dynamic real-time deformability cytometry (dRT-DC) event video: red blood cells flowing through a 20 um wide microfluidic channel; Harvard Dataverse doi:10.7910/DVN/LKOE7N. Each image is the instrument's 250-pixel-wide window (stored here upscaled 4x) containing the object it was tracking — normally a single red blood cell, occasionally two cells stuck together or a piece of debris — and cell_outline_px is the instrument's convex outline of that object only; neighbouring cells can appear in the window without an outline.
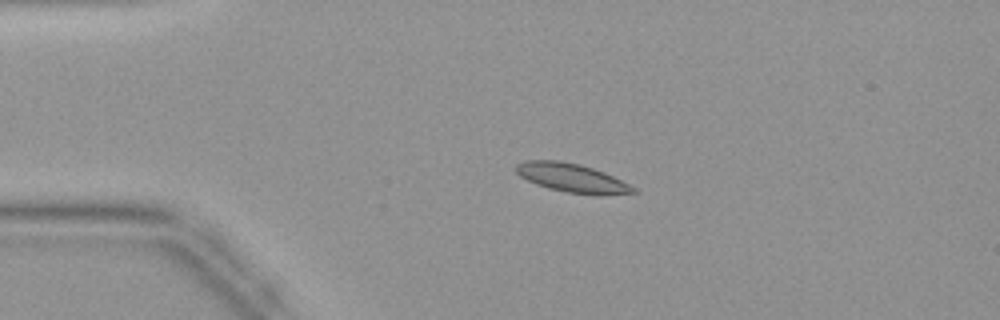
{"species": "common noctule bat (a hibernating species)", "species_latin": "Nyctalus noctula", "temperature_condition": "warm", "stored_images_in_passage": 45, "camera_frame_rate_fps": 3000, "um_per_image_px": 0.085, "animal": {"sex": "female", "body_mass_g": 19.9}, "frame": {"image": 1, "passage_image": 10, "time_ms": 3.0, "image_size_px": [1000, 320], "cell_outline_px": [[636, 192], [604, 196], [596, 196], [568, 192], [548, 188], [536, 184], [520, 176], [512, 168], [516, 164], [524, 160], [556, 160], [580, 164], [604, 172], [636, 188]], "centroid_in_image_um": [48.58, 15.13], "position_along_channel_um": 36.4, "area_um2": 19.77}}
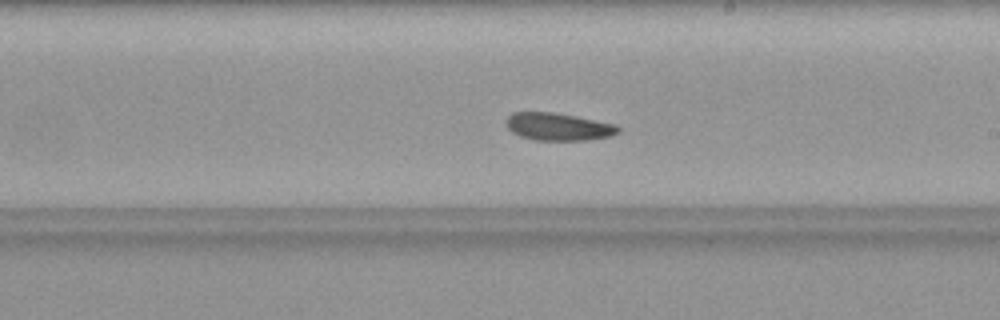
{"frame": {"image": 2, "passage_image": 26, "time_ms": 8.333, "image_size_px": [1000, 320], "cell_outline_px": [[620, 132], [612, 136], [588, 140], [536, 140], [520, 136], [512, 132], [504, 124], [504, 120], [512, 112], [552, 112], [576, 116], [616, 124], [620, 128]], "centroid_in_image_um": [47.45, 10.77], "position_along_channel_um": 241.6, "area_um2": 18.21}}
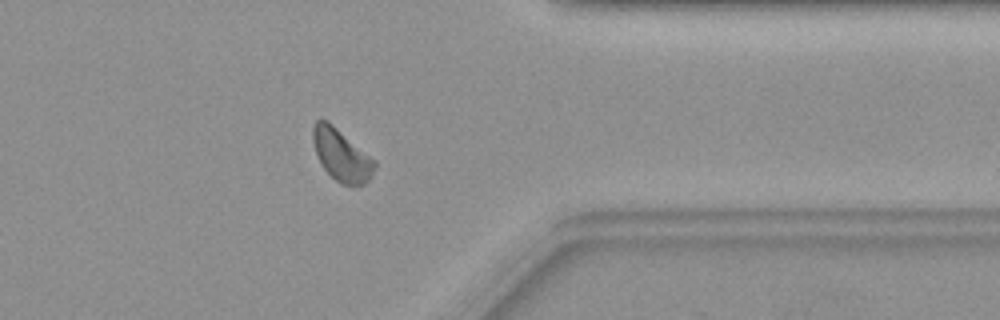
{"frame": {"image": 3, "passage_image": 36, "time_ms": 11.667, "image_size_px": [1000, 320], "cell_outline_px": [[376, 168], [372, 176], [364, 184], [340, 184], [320, 164], [312, 140], [312, 128], [316, 120], [320, 116], [328, 120], [376, 160]], "centroid_in_image_um": [29.01, 13.13], "position_along_channel_um": 382.4, "area_um2": 18.84}}